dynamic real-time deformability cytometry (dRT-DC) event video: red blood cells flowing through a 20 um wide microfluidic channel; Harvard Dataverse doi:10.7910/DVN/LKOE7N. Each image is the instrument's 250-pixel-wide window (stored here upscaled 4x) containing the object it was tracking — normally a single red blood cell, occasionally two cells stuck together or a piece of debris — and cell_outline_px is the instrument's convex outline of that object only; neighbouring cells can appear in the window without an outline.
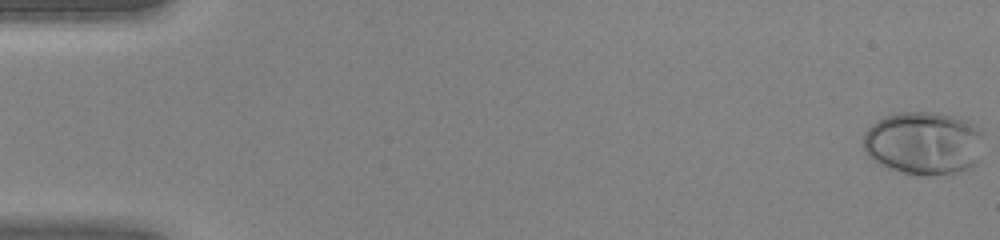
{"species": "human", "species_latin": "Homo sapiens", "temperature_condition": "warm", "stored_images_in_passage": 46, "camera_frame_rate_fps": 3000, "um_per_image_px": 0.085, "donor": {"sex": "female"}, "frame": {"image": 1, "passage_image": 1, "time_ms": 0.0, "image_size_px": [1000, 240], "cell_outline_px": [[984, 132], [980, 160], [976, 164], [956, 176], [924, 176], [900, 172], [876, 164], [868, 156], [864, 148], [864, 132], [876, 120], [884, 116], [900, 112], [936, 112], [956, 116], [968, 120], [984, 128]], "centroid_in_image_um": [78.59, 12.19], "position_along_channel_um": 6.4, "area_um2": 46.01}}
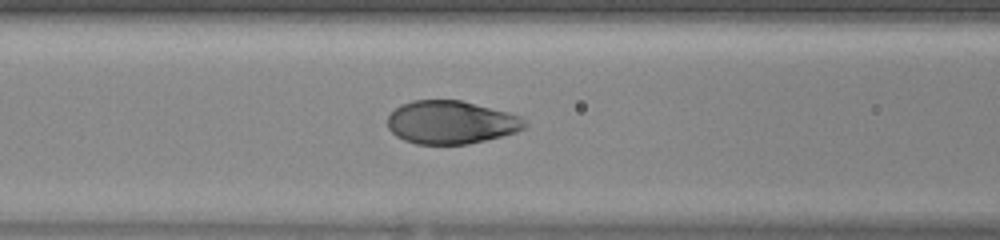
{"frame": {"image": 2, "passage_image": 20, "time_ms": 6.333, "image_size_px": [1000, 240], "cell_outline_px": [[528, 124], [524, 128], [516, 132], [468, 144], [416, 144], [404, 140], [396, 136], [388, 128], [388, 116], [400, 104], [412, 100], [460, 100], [508, 112], [520, 116]], "centroid_in_image_um": [38.32, 10.39], "position_along_channel_um": 128.3, "area_um2": 34.39}}
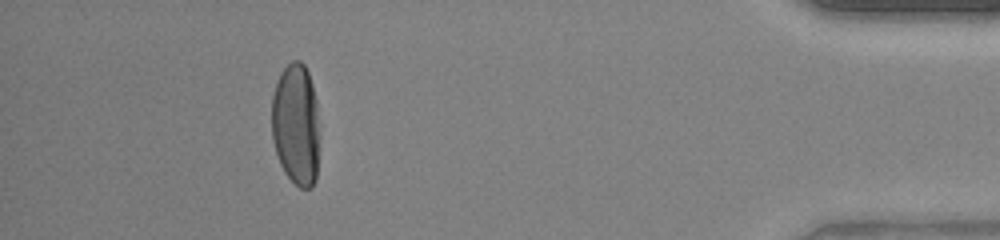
{"frame": {"image": 3, "passage_image": 42, "time_ms": 13.667, "image_size_px": [1000, 240], "cell_outline_px": [[320, 136], [316, 180], [312, 188], [300, 188], [284, 172], [280, 164], [272, 140], [272, 96], [280, 72], [292, 60], [300, 60], [304, 64], [308, 72], [312, 84], [316, 100]], "centroid_in_image_um": [25.17, 10.59], "position_along_channel_um": 410.0, "area_um2": 34.51}}